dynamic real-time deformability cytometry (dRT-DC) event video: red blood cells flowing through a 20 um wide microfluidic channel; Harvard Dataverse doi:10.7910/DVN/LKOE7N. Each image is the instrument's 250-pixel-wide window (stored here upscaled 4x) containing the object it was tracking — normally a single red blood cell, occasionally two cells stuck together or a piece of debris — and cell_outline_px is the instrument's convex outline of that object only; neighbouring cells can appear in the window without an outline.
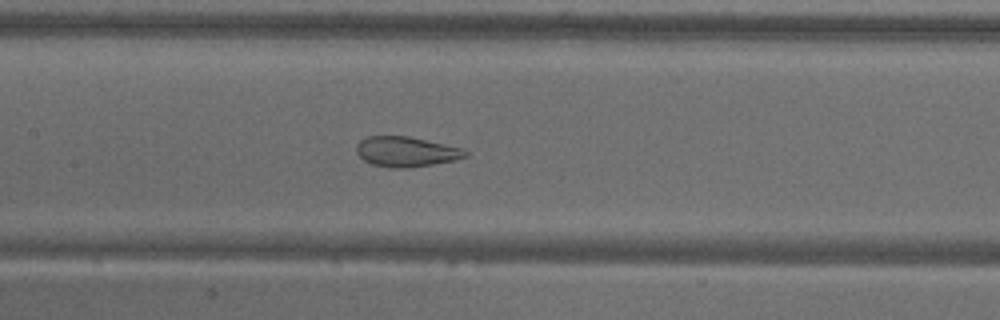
{"species": "common noctule bat (a hibernating species)", "species_latin": "Nyctalus noctula", "temperature_condition": "warm", "stored_images_in_passage": 39, "camera_frame_rate_fps": 3000, "um_per_image_px": 0.085, "animal": {"sex": "male", "body_mass_g": 18.8}, "frame": {"image": 1, "passage_image": 27, "time_ms": 8.667, "image_size_px": [1000, 320], "cell_outline_px": [[468, 156], [456, 160], [408, 168], [392, 168], [372, 164], [364, 160], [356, 152], [356, 144], [360, 140], [368, 136], [408, 136], [464, 148], [468, 152]], "centroid_in_image_um": [34.54, 12.89], "position_along_channel_um": 172.9, "area_um2": 19.19}}
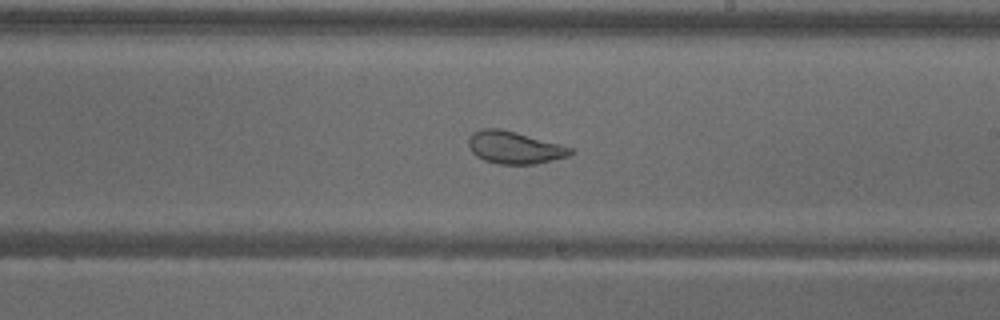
{"frame": {"image": 2, "passage_image": 33, "time_ms": 10.667, "image_size_px": [1000, 320], "cell_outline_px": [[576, 152], [568, 156], [536, 164], [500, 164], [484, 160], [476, 156], [472, 152], [468, 144], [468, 140], [472, 132], [480, 128], [500, 128], [516, 132], [560, 144], [572, 148]], "centroid_in_image_um": [43.72, 12.53], "position_along_channel_um": 245.3, "area_um2": 19.31}}
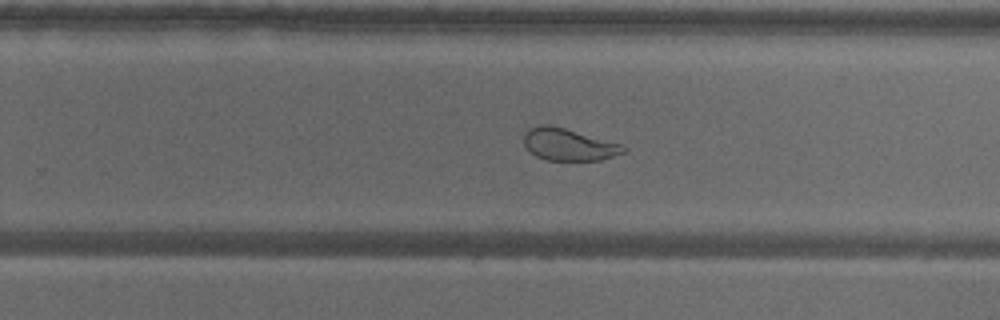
{"frame": {"image": 3, "passage_image": 36, "time_ms": 11.667, "image_size_px": [1000, 320], "cell_outline_px": [[628, 148], [624, 152], [600, 160], [544, 160], [536, 156], [524, 144], [524, 132], [528, 128], [540, 124], [548, 124], [564, 128], [620, 144]], "centroid_in_image_um": [48.29, 12.28], "position_along_channel_um": 281.5, "area_um2": 18.38}, "authors_computed_cell_mechanics": {"area_um2": 24.565, "velocity_mm_per_s": 3.6336, "shape_relaxation_time_tau1_ms": null, "shape_relaxation_time_tau2_ms": 0.9726, "deformation_change_tau1": null, "deformation_change_tau2": 0.0869}}